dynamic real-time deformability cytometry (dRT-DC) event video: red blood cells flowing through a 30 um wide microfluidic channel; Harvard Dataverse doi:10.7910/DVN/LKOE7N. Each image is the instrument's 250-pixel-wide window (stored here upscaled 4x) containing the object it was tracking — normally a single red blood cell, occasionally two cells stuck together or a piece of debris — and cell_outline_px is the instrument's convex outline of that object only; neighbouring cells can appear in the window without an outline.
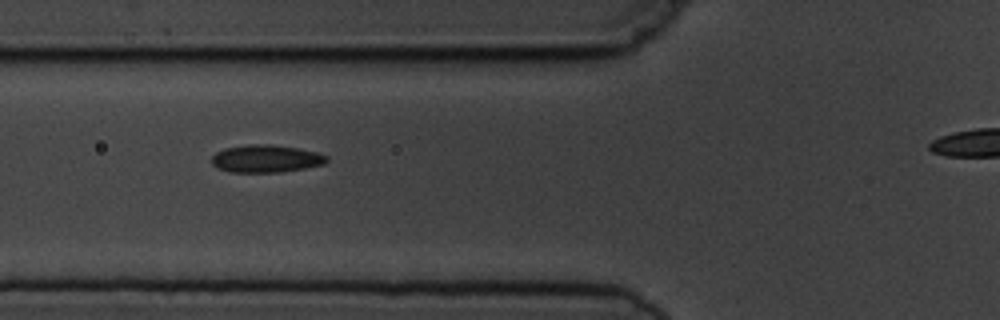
{"species": "common noctule bat (a hibernating species)", "species_latin": "Nyctalus noctula", "temperature_condition": "cold", "stored_images_in_passage": 7, "segment_of_instrument_passage": [1, 2], "camera_frame_rate_fps": 3000, "um_per_image_px": 0.085, "animal": {"sex": "male", "body_mass_g": 19.5, "forearm_length_mm": 54.6}, "frame": {"image": 1, "passage_image": 4, "time_ms": 3.333, "image_size_px": [1000, 320], "cell_outline_px": [[328, 160], [324, 164], [304, 168], [280, 172], [232, 172], [216, 168], [212, 164], [212, 156], [216, 152], [224, 148], [252, 144], [272, 144], [296, 148], [316, 152], [328, 156]], "centroid_in_image_um": [22.59, 13.48], "position_along_channel_um": 103.2, "area_um2": 18.44}}
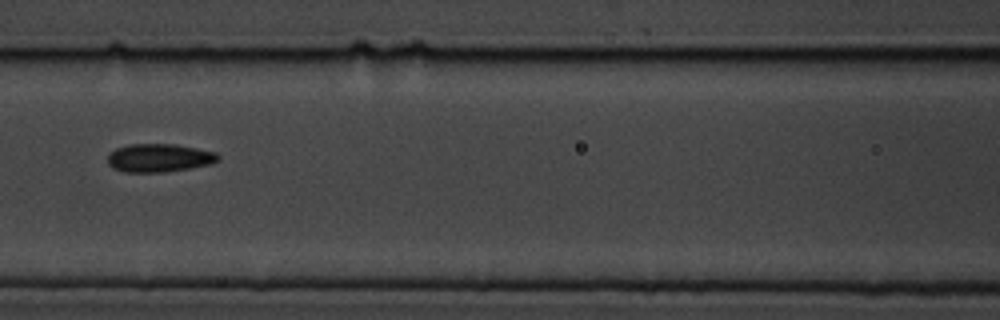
{"frame": {"image": 2, "passage_image": 5, "time_ms": 4.667, "image_size_px": [1000, 320], "cell_outline_px": [[220, 160], [212, 164], [164, 172], [124, 172], [112, 168], [108, 164], [108, 152], [116, 148], [128, 144], [176, 144], [216, 152], [220, 156]], "centroid_in_image_um": [13.52, 13.41], "position_along_channel_um": 153.1, "area_um2": 18.38}}
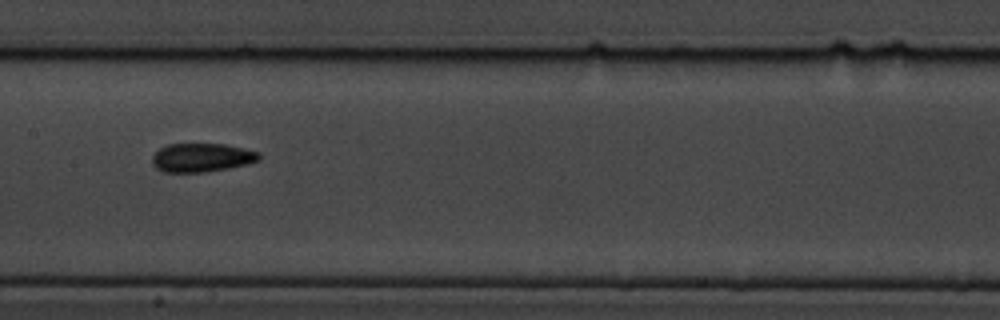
{"frame": {"image": 3, "passage_image": 6, "time_ms": 5.667, "image_size_px": [1000, 320], "cell_outline_px": [[260, 160], [248, 164], [228, 168], [204, 172], [164, 172], [156, 168], [152, 164], [152, 156], [160, 148], [168, 144], [224, 144], [244, 148], [260, 152]], "centroid_in_image_um": [17.16, 13.39], "position_along_channel_um": 190.2, "area_um2": 17.92}}